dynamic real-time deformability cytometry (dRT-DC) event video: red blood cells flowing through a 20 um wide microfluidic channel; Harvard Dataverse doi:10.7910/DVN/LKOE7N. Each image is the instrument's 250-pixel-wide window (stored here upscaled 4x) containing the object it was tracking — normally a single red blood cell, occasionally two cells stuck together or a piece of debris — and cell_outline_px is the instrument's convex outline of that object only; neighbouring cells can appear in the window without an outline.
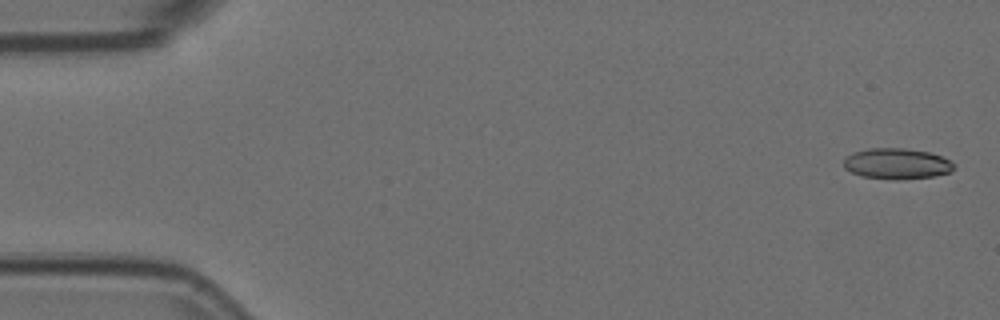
{"species": "Egyptian fruit bat (a non-hibernating species)", "species_latin": "Rousettus aegyptiacus", "temperature_condition": "room temperature", "stored_images_in_passage": 5, "camera_frame_rate_fps": 3000, "um_per_image_px": 0.085, "animal": {"sex": "female"}, "frame": {"image": 1, "passage_image": 1, "time_ms": 0.0, "image_size_px": [1000, 320], "cell_outline_px": [[956, 164], [952, 172], [936, 176], [896, 180], [860, 176], [844, 168], [844, 156], [852, 152], [868, 148], [904, 148], [928, 152], [952, 160]], "centroid_in_image_um": [76.24, 13.91], "position_along_channel_um": 8.8, "area_um2": 20.11}}
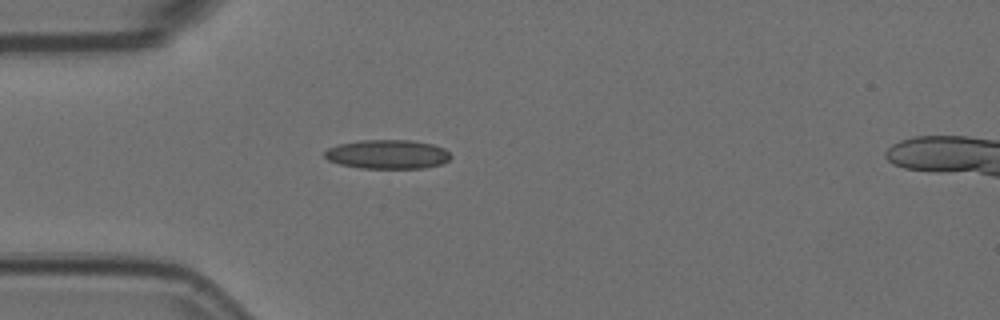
{"frame": {"image": 2, "passage_image": 5, "time_ms": 1.333, "image_size_px": [1000, 320], "cell_outline_px": [[452, 156], [448, 160], [440, 164], [424, 168], [360, 168], [340, 164], [328, 160], [324, 156], [324, 152], [328, 148], [340, 144], [360, 140], [412, 140], [432, 144], [444, 148]], "centroid_in_image_um": [32.94, 13.11], "position_along_channel_um": 52.1, "area_um2": 21.33}}